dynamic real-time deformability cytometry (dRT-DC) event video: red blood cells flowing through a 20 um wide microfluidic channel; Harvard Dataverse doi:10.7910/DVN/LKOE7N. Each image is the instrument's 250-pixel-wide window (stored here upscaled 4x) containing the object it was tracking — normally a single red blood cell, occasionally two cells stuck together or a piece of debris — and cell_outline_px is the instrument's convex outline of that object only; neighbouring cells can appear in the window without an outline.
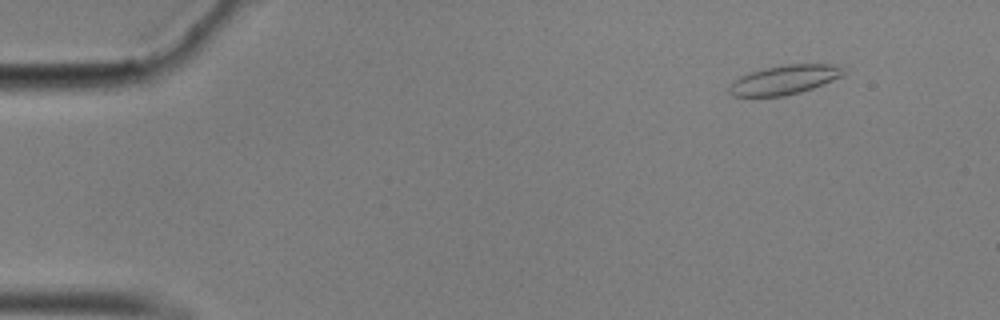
{"species": "common noctule bat (a hibernating species)", "species_latin": "Nyctalus noctula", "temperature_condition": "cold", "stored_images_in_passage": 59, "camera_frame_rate_fps": 3000, "um_per_image_px": 0.085, "animal": {"sex": "male", "body_mass_g": 17.9}, "frame": {"image": 1, "passage_image": 7, "time_ms": 2.0, "image_size_px": [1000, 320], "cell_outline_px": [[848, 68], [844, 76], [812, 88], [800, 92], [784, 96], [732, 96], [728, 92], [728, 88], [740, 76], [764, 68], [784, 64], [832, 64]], "centroid_in_image_um": [66.74, 6.77], "position_along_channel_um": 18.3, "area_um2": 19.54}}
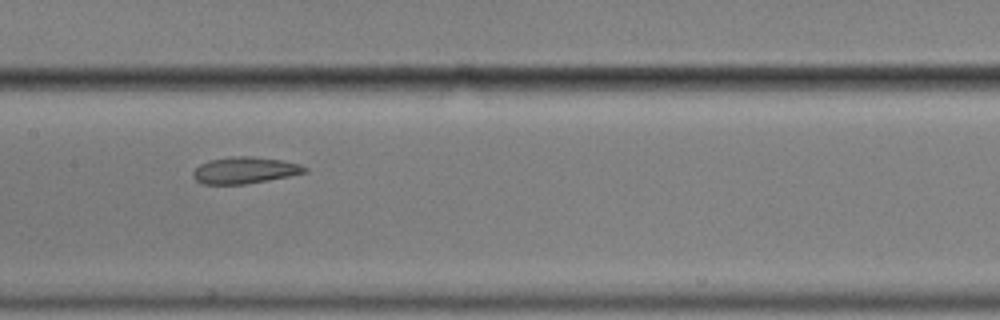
{"frame": {"image": 2, "passage_image": 30, "time_ms": 9.667, "image_size_px": [1000, 320], "cell_outline_px": [[308, 172], [268, 180], [244, 184], [200, 184], [192, 176], [192, 172], [200, 164], [208, 160], [232, 156], [252, 156], [280, 160], [300, 164], [308, 168]], "centroid_in_image_um": [20.78, 14.47], "position_along_channel_um": 186.6, "area_um2": 17.34}}
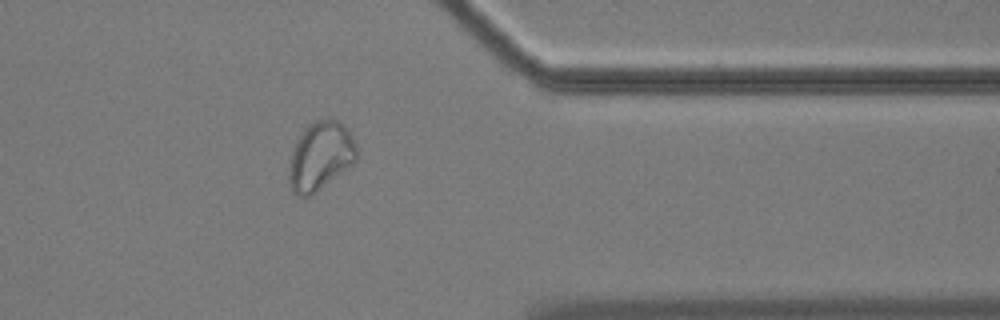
{"frame": {"image": 3, "passage_image": 48, "time_ms": 15.667, "image_size_px": [1000, 320], "cell_outline_px": [[356, 160], [352, 164], [316, 192], [308, 196], [296, 196], [292, 192], [288, 180], [288, 172], [292, 152], [304, 128], [308, 124], [316, 120], [336, 120], [348, 128], [356, 144]], "centroid_in_image_um": [27.22, 13.28], "position_along_channel_um": 384.2, "area_um2": 26.7}, "authors_computed_cell_mechanics": {"area_um2": 19.2474, "velocity_mm_per_s": 3.4848, "shape_relaxation_time_tau1_ms": null, "shape_relaxation_time_tau2_ms": 1.9226, "deformation_change_tau1": null, "deformation_change_tau2": 0.0748}}